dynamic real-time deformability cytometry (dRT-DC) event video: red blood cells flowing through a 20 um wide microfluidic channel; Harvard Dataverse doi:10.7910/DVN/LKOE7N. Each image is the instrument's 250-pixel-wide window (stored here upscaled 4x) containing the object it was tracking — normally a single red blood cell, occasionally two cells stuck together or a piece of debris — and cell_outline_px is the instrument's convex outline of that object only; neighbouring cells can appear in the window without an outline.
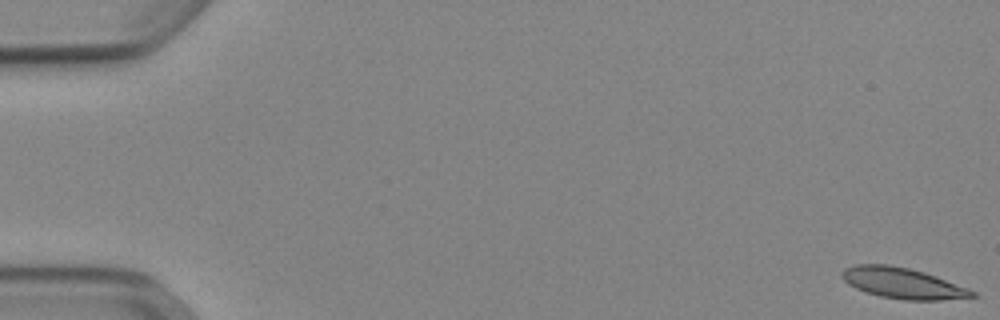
{"species": "Egyptian fruit bat (a non-hibernating species)", "species_latin": "Rousettus aegyptiacus", "temperature_condition": "cold", "stored_images_in_passage": 53, "camera_frame_rate_fps": 3000, "um_per_image_px": 0.085, "animal": {"sex": "female"}, "frame": {"image": 1, "passage_image": 1, "time_ms": 0.0, "image_size_px": [1000, 320], "cell_outline_px": [[980, 296], [940, 300], [904, 300], [880, 296], [856, 288], [848, 284], [840, 276], [840, 272], [844, 268], [856, 264], [888, 264], [908, 268], [924, 272], [936, 276], [968, 288], [976, 292]], "centroid_in_image_um": [76.72, 24.06], "position_along_channel_um": 8.3, "area_um2": 23.41}}
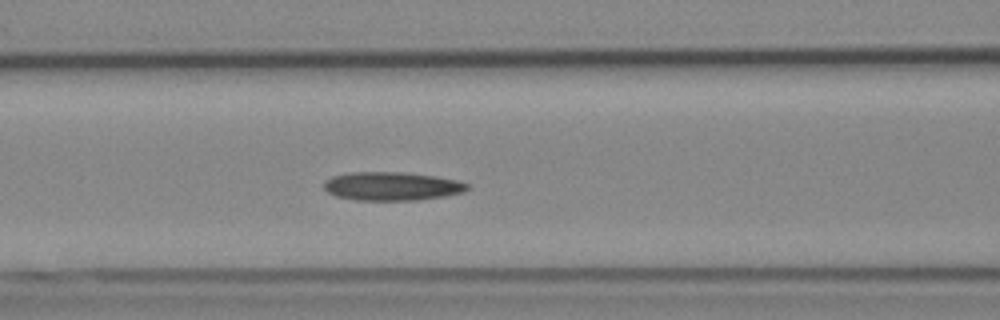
{"frame": {"image": 2, "passage_image": 23, "time_ms": 7.333, "image_size_px": [1000, 320], "cell_outline_px": [[468, 188], [460, 192], [444, 196], [416, 200], [356, 200], [336, 196], [328, 192], [324, 188], [324, 180], [332, 176], [348, 172], [404, 172], [436, 176], [456, 180], [468, 184]], "centroid_in_image_um": [33.25, 15.82], "position_along_channel_um": 133.4, "area_um2": 23.76}}
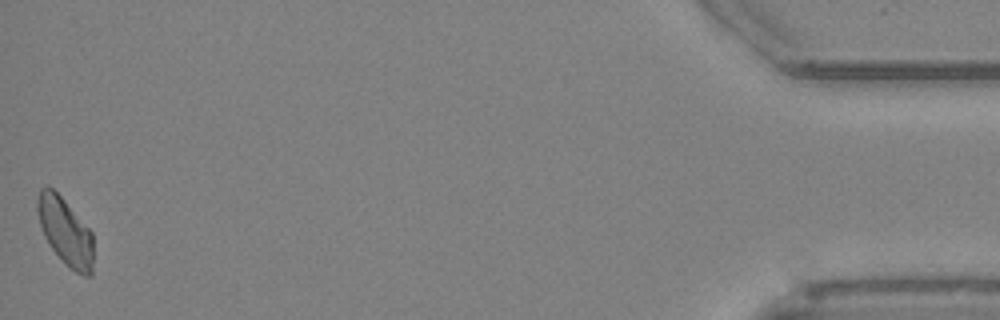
{"frame": {"image": 3, "passage_image": 53, "time_ms": 17.333, "image_size_px": [1000, 320], "cell_outline_px": [[92, 276], [84, 276], [68, 268], [48, 244], [44, 236], [36, 212], [36, 196], [40, 188], [52, 188], [64, 200], [92, 232]], "centroid_in_image_um": [5.52, 19.69], "position_along_channel_um": 429.7, "area_um2": 21.91}, "authors_computed_cell_mechanics": {"area_um2": 23.12, "velocity_mm_per_s": 3.8605, "shape_relaxation_time_tau1_ms": 9.6691, "shape_relaxation_time_tau2_ms": null, "deformation_change_tau1": 0.2006, "deformation_change_tau2": null}}